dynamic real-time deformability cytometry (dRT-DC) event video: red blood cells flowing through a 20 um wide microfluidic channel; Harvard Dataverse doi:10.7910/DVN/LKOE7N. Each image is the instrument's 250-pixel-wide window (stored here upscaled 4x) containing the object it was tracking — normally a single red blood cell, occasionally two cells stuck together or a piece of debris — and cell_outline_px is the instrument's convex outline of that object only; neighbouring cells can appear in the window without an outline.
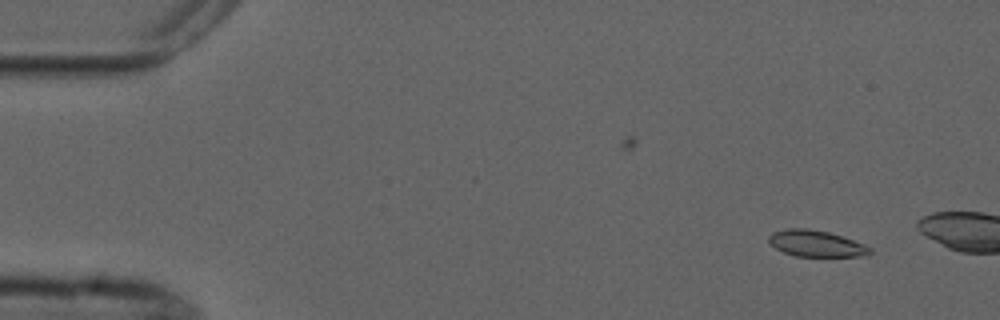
{"species": "common noctule bat (a hibernating species)", "species_latin": "Nyctalus noctula", "temperature_condition": "cold", "stored_images_in_passage": 2, "camera_frame_rate_fps": 3000, "um_per_image_px": 0.085, "animal": {"sex": "male", "forearm_length_mm": 52.5}, "frame": {"image": 1, "passage_image": 2, "time_ms": 2.0, "image_size_px": [1000, 320], "cell_outline_px": [[872, 252], [868, 256], [796, 256], [784, 252], [776, 248], [768, 240], [768, 236], [772, 232], [788, 228], [808, 228], [828, 232], [864, 244], [872, 248]], "centroid_in_image_um": [69.38, 20.7], "position_along_channel_um": 15.6, "area_um2": 15.43}}